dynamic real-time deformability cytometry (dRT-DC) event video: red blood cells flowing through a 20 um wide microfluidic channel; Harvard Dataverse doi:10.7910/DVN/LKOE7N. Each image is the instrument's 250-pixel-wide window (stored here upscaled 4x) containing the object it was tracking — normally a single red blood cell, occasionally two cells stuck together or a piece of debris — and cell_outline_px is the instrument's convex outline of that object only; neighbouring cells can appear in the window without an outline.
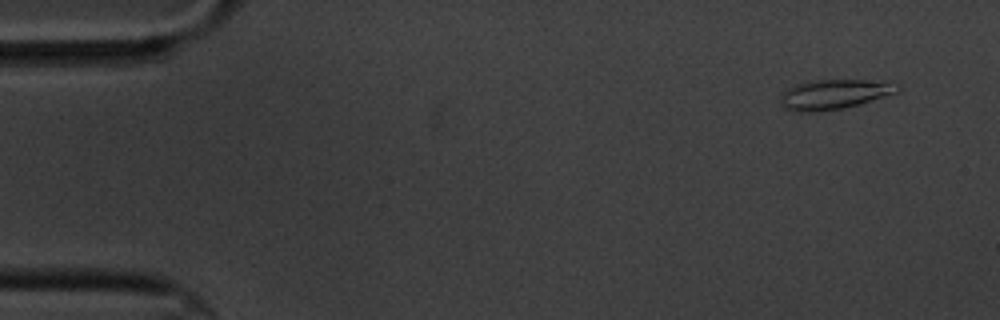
{"species": "common noctule bat (a hibernating species)", "species_latin": "Nyctalus noctula", "temperature_condition": "cold", "stored_images_in_passage": 6, "camera_frame_rate_fps": 3000, "um_per_image_px": 0.085, "animal": {"sex": "male", "body_mass_g": 20.1, "forearm_length_mm": 53.5}, "frame": {"image": 1, "passage_image": 2, "time_ms": 1.0, "image_size_px": [1000, 320], "cell_outline_px": [[900, 88], [896, 92], [860, 104], [844, 108], [812, 112], [792, 112], [784, 108], [780, 104], [780, 96], [788, 88], [796, 84], [808, 80], [888, 80], [900, 84]], "centroid_in_image_um": [70.9, 8.0], "position_along_channel_um": 14.1, "area_um2": 20.63}}